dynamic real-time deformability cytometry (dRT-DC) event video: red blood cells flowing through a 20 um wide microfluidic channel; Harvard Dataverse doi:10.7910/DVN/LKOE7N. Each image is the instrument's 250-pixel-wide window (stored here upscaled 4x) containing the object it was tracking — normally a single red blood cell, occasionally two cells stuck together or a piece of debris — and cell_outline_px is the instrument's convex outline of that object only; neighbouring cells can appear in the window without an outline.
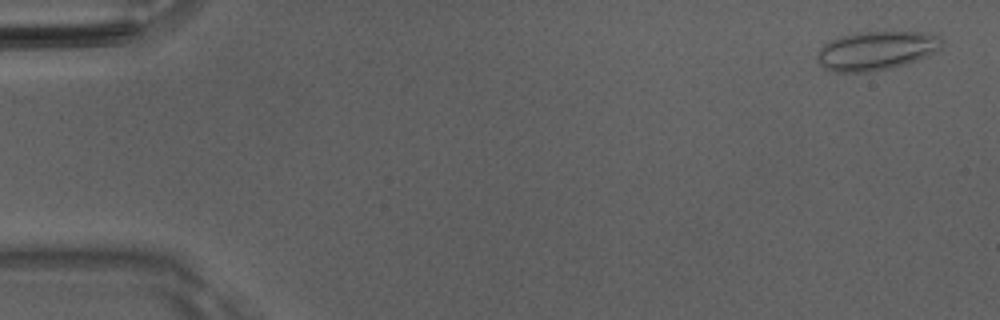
{"species": "Egyptian fruit bat (a non-hibernating species)", "species_latin": "Rousettus aegyptiacus", "temperature_condition": "room temperature", "stored_images_in_passage": 48, "camera_frame_rate_fps": 3000, "um_per_image_px": 0.085, "animal": {"sex": "male"}, "frame": {"image": 1, "passage_image": 2, "time_ms": 0.333, "image_size_px": [1000, 320], "cell_outline_px": [[944, 40], [940, 48], [916, 60], [904, 64], [888, 68], [868, 72], [836, 72], [824, 68], [816, 60], [816, 56], [820, 48], [824, 44], [840, 36], [856, 32], [932, 32], [940, 36]], "centroid_in_image_um": [74.47, 4.29], "position_along_channel_um": 10.5, "area_um2": 28.15}}
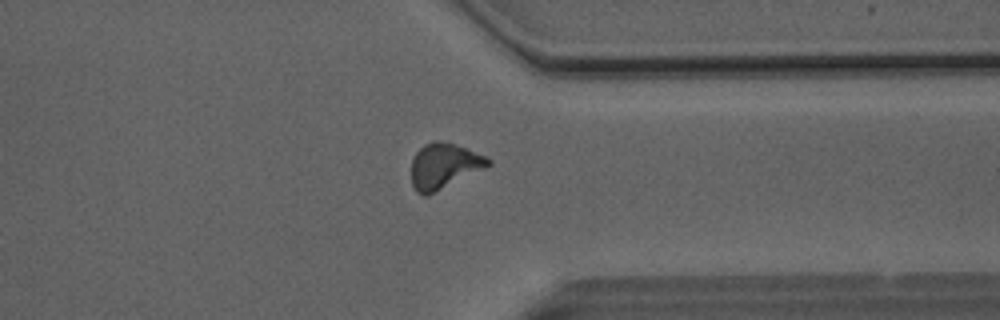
{"frame": {"image": 2, "passage_image": 39, "time_ms": 12.667, "image_size_px": [1000, 320], "cell_outline_px": [[492, 164], [428, 196], [424, 196], [416, 192], [412, 184], [412, 160], [416, 152], [424, 144], [432, 140], [448, 140], [488, 156], [492, 160]], "centroid_in_image_um": [37.76, 14.07], "position_along_channel_um": 373.6, "area_um2": 20.75}}
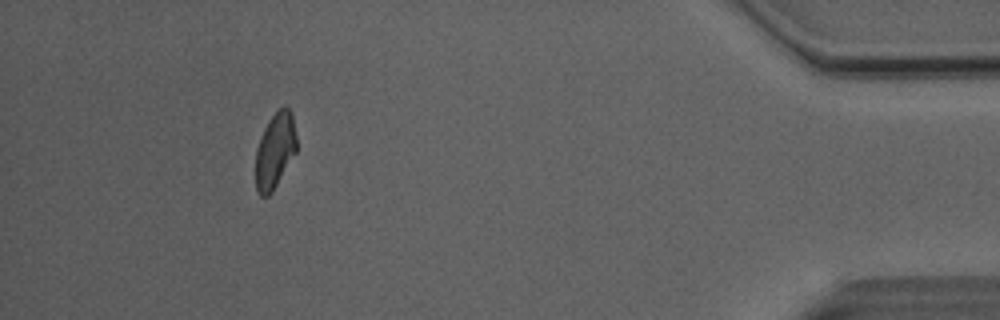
{"frame": {"image": 3, "passage_image": 46, "time_ms": 15.0, "image_size_px": [1000, 320], "cell_outline_px": [[296, 152], [272, 192], [268, 196], [260, 196], [256, 192], [256, 148], [264, 128], [272, 116], [284, 104], [292, 112], [296, 136]], "centroid_in_image_um": [23.37, 12.8], "position_along_channel_um": 411.8, "area_um2": 17.98}}